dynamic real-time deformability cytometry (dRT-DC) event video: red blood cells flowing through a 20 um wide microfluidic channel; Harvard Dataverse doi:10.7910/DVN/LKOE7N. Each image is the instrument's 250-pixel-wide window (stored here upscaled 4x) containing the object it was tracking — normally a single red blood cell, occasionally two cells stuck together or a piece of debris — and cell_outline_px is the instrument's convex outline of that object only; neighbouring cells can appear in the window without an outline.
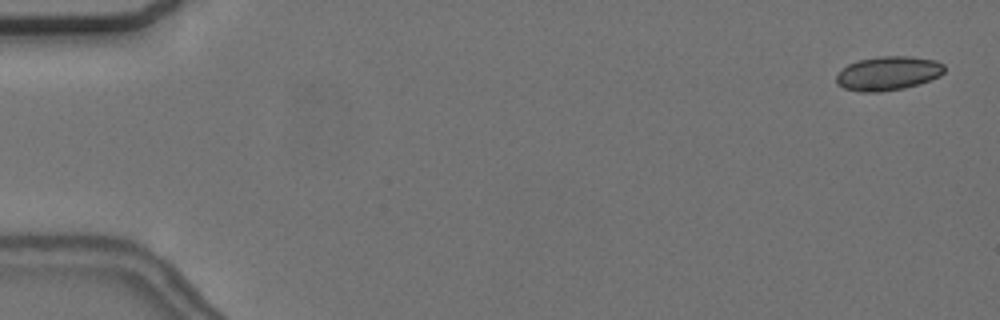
{"species": "common noctule bat (a hibernating species)", "species_latin": "Nyctalus noctula", "temperature_condition": "cold", "stored_images_in_passage": 6, "camera_frame_rate_fps": 3000, "um_per_image_px": 0.085, "animal": {"sex": "female", "body_mass_g": 24.6, "forearm_length_mm": 56.2}, "frame": {"image": 1, "passage_image": 1, "time_ms": 0.0, "image_size_px": [1000, 320], "cell_outline_px": [[944, 72], [940, 76], [920, 84], [904, 88], [880, 92], [860, 92], [844, 88], [836, 84], [836, 76], [848, 64], [860, 60], [880, 56], [908, 56], [936, 60], [944, 64]], "centroid_in_image_um": [75.5, 6.24], "position_along_channel_um": 9.5, "area_um2": 21.44}}
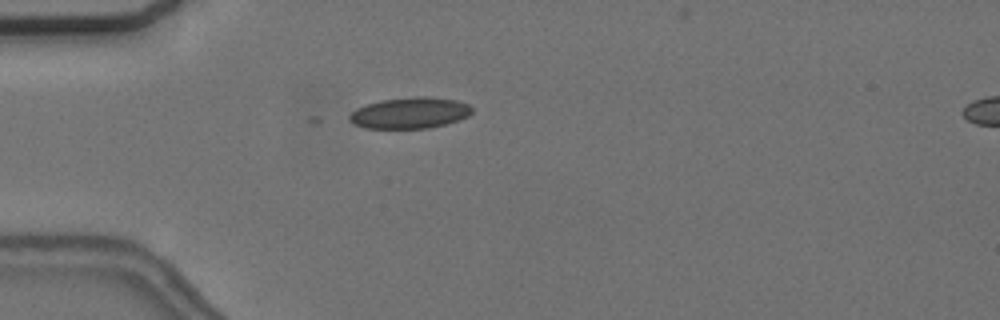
{"frame": {"image": 2, "passage_image": 5, "time_ms": 4.667, "image_size_px": [1000, 320], "cell_outline_px": [[472, 112], [468, 116], [444, 124], [428, 128], [364, 128], [352, 124], [348, 120], [348, 116], [356, 108], [380, 100], [416, 96], [428, 96], [456, 100], [468, 104], [472, 108]], "centroid_in_image_um": [34.8, 9.59], "position_along_channel_um": 50.2, "area_um2": 22.25}}